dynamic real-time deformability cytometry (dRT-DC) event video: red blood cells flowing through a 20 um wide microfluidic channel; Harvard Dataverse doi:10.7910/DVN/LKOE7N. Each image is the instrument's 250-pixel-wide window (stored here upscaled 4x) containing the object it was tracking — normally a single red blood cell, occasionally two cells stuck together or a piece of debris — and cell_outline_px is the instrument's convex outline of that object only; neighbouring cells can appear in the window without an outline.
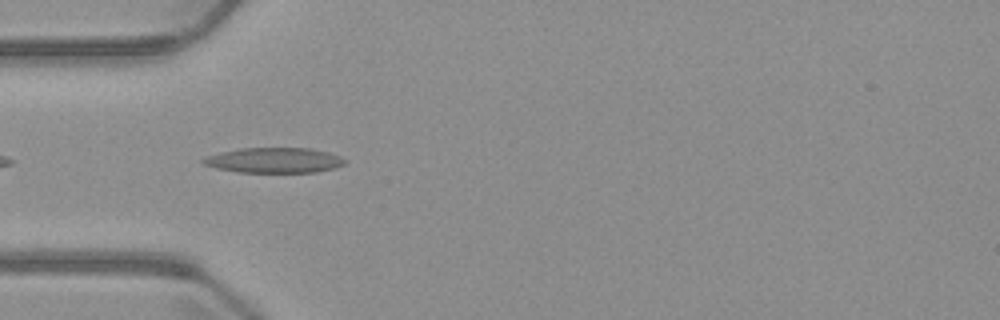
{"species": "common noctule bat (a hibernating species)", "species_latin": "Nyctalus noctula", "temperature_condition": "warm", "stored_images_in_passage": 7, "camera_frame_rate_fps": 3000, "um_per_image_px": 0.085, "animal": {"sex": "male", "body_mass_g": 23.1, "forearm_length_mm": 52.7}, "frame": {"image": 1, "passage_image": 4, "time_ms": 3.667, "image_size_px": [1000, 320], "cell_outline_px": [[348, 160], [344, 164], [332, 168], [316, 172], [236, 172], [216, 168], [204, 164], [200, 160], [208, 156], [220, 152], [240, 148], [312, 148], [328, 152], [340, 156]], "centroid_in_image_um": [23.31, 13.62], "position_along_channel_um": 61.7, "area_um2": 20.81}}
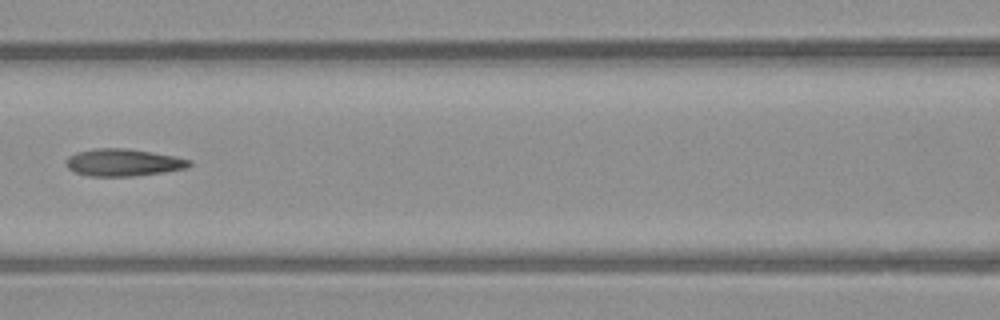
{"frame": {"image": 2, "passage_image": 6, "time_ms": 6.0, "image_size_px": [1000, 320], "cell_outline_px": [[192, 164], [188, 168], [164, 172], [132, 176], [88, 176], [76, 172], [68, 168], [64, 164], [64, 160], [68, 156], [76, 152], [96, 148], [128, 148], [176, 156], [192, 160]], "centroid_in_image_um": [10.48, 13.8], "position_along_channel_um": 156.1, "area_um2": 19.83}}
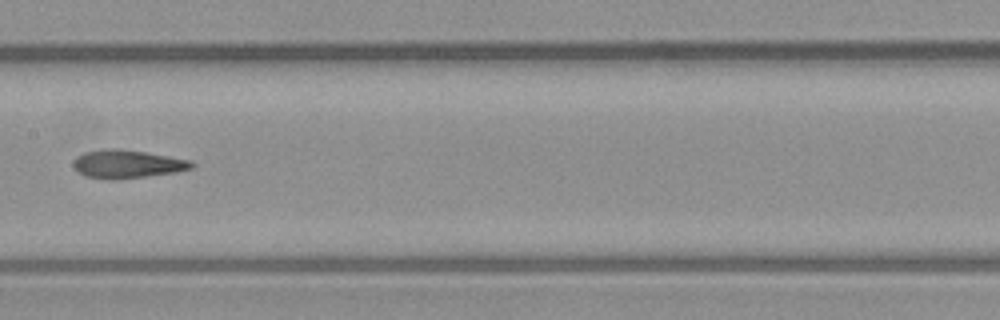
{"frame": {"image": 3, "passage_image": 7, "time_ms": 7.0, "image_size_px": [1000, 320], "cell_outline_px": [[196, 164], [192, 168], [176, 172], [116, 180], [108, 180], [84, 176], [72, 164], [72, 160], [76, 156], [84, 152], [112, 148], [116, 148], [144, 152], [192, 160]], "centroid_in_image_um": [10.81, 13.95], "position_along_channel_um": 196.6, "area_um2": 19.54}}